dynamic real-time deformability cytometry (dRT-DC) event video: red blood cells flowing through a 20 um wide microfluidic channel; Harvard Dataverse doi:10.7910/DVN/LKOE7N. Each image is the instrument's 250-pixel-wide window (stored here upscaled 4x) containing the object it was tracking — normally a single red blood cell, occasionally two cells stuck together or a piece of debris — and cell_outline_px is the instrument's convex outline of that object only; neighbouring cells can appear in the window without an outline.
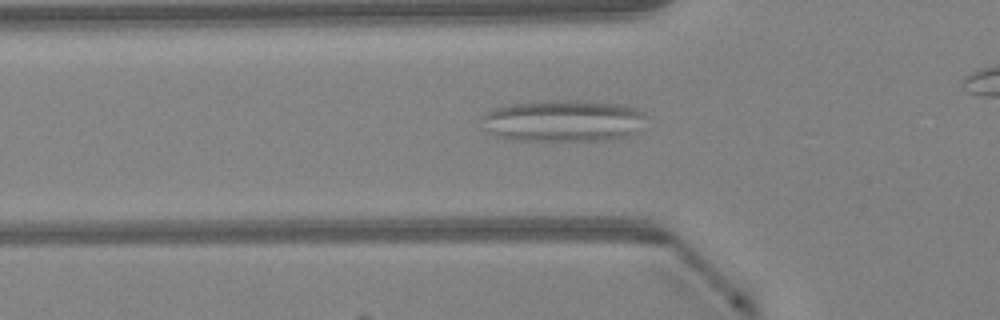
{"species": "Egyptian fruit bat (a non-hibernating species)", "species_latin": "Rousettus aegyptiacus", "temperature_condition": "warm", "stored_images_in_passage": 36, "segment_of_instrument_passage": [1, 2], "camera_frame_rate_fps": 3000, "um_per_image_px": 0.085, "animal": {"sex": "female"}, "frame": {"image": 1, "passage_image": 13, "time_ms": 4.0, "image_size_px": [1000, 320], "cell_outline_px": [[644, 116], [636, 132], [628, 136], [612, 140], [508, 140], [496, 136], [492, 132], [480, 116], [496, 108], [508, 104], [564, 100], [624, 104], [636, 108]], "centroid_in_image_um": [47.89, 10.28], "position_along_channel_um": 77.9, "area_um2": 39.36}}
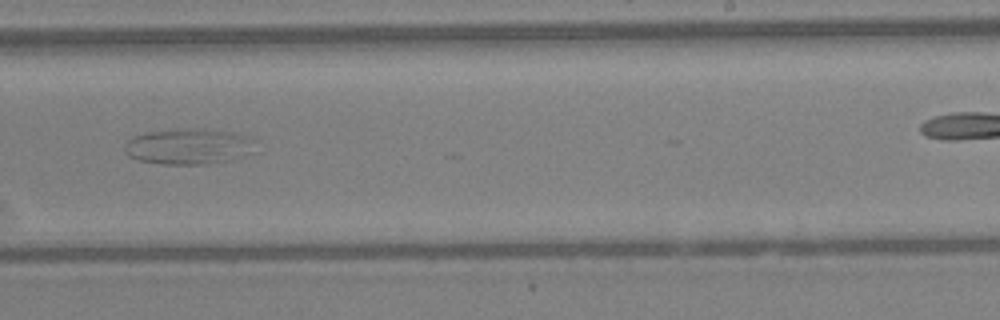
{"frame": {"image": 2, "passage_image": 27, "time_ms": 8.667, "image_size_px": [1000, 320], "cell_outline_px": [[256, 152], [232, 160], [208, 164], [160, 164], [140, 160], [128, 156], [124, 148], [124, 144], [128, 140], [136, 136], [148, 132], [184, 128], [196, 128], [232, 132], [248, 136], [256, 140]], "centroid_in_image_um": [16.11, 12.45], "position_along_channel_um": 272.9, "area_um2": 27.63}}
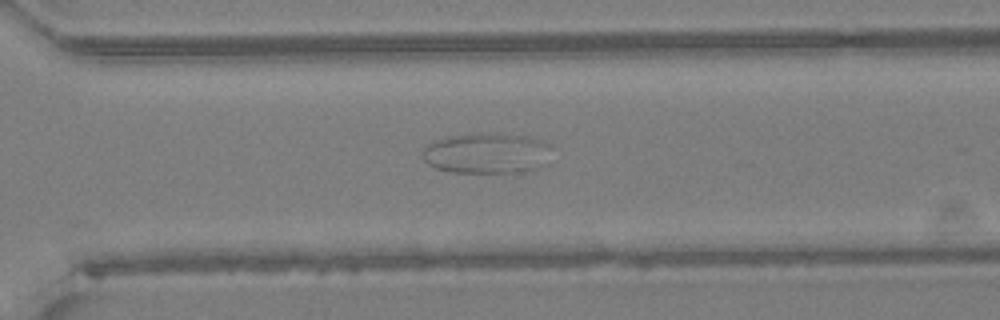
{"frame": {"image": 3, "passage_image": 31, "time_ms": 10.0, "image_size_px": [1000, 320], "cell_outline_px": [[552, 164], [532, 172], [452, 172], [436, 168], [428, 164], [424, 160], [424, 148], [432, 140], [452, 136], [476, 132], [500, 132], [528, 136], [552, 144]], "centroid_in_image_um": [41.53, 13.01], "position_along_channel_um": 329.1, "area_um2": 31.85}}